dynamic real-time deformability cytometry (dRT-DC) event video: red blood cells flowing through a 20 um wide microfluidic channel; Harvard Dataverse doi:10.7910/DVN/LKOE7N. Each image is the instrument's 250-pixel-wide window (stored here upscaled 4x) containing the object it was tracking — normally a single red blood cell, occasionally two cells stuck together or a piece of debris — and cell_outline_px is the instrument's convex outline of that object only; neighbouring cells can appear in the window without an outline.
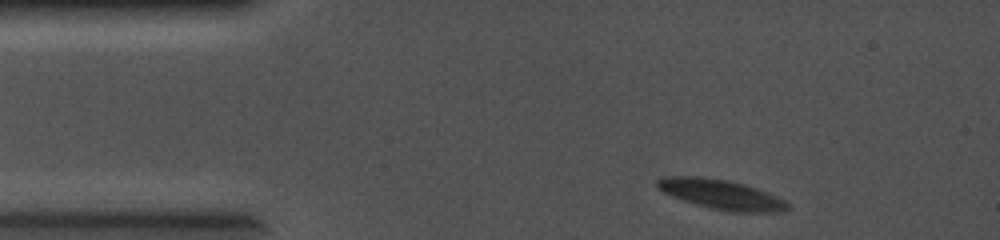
{"species": "common noctule bat (a hibernating species)", "species_latin": "Nyctalus noctula", "temperature_condition": "cold", "stored_images_in_passage": 53, "camera_frame_rate_fps": 5000, "um_per_image_px": 0.085, "animal": {"sex": "female", "body_mass_g": 19.0, "forearm_length_mm": 56.7}, "frame": {"image": 1, "passage_image": 1, "time_ms": 0.0, "image_size_px": [1000, 240], "cell_outline_px": [[792, 208], [784, 212], [728, 212], [696, 204], [672, 196], [656, 188], [656, 180], [660, 176], [700, 176], [728, 180], [744, 184], [768, 192], [784, 200]], "centroid_in_image_um": [61.3, 16.52], "position_along_channel_um": 23.7, "area_um2": 22.77}}
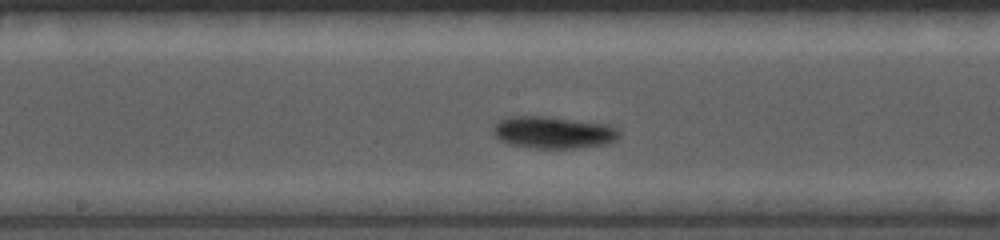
{"frame": {"image": 2, "passage_image": 26, "time_ms": 5.0, "image_size_px": [1000, 240], "cell_outline_px": [[620, 136], [616, 140], [608, 144], [572, 148], [536, 148], [512, 144], [500, 140], [492, 132], [492, 128], [500, 120], [512, 116], [548, 116], [608, 124], [616, 128], [620, 132]], "centroid_in_image_um": [47.07, 11.25], "position_along_channel_um": 201.1, "area_um2": 23.52}}
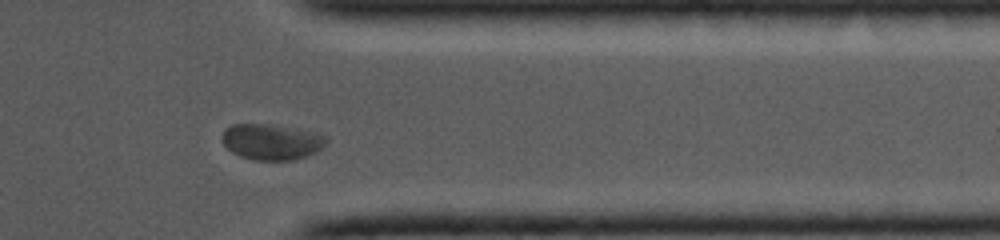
{"frame": {"image": 3, "passage_image": 46, "time_ms": 9.0, "image_size_px": [1000, 240], "cell_outline_px": [[328, 140], [316, 152], [308, 156], [292, 160], [256, 160], [240, 156], [232, 152], [224, 144], [220, 136], [224, 128], [232, 124], [272, 124], [316, 132], [328, 136]], "centroid_in_image_um": [23.07, 12.04], "position_along_channel_um": 388.3, "area_um2": 21.96}}